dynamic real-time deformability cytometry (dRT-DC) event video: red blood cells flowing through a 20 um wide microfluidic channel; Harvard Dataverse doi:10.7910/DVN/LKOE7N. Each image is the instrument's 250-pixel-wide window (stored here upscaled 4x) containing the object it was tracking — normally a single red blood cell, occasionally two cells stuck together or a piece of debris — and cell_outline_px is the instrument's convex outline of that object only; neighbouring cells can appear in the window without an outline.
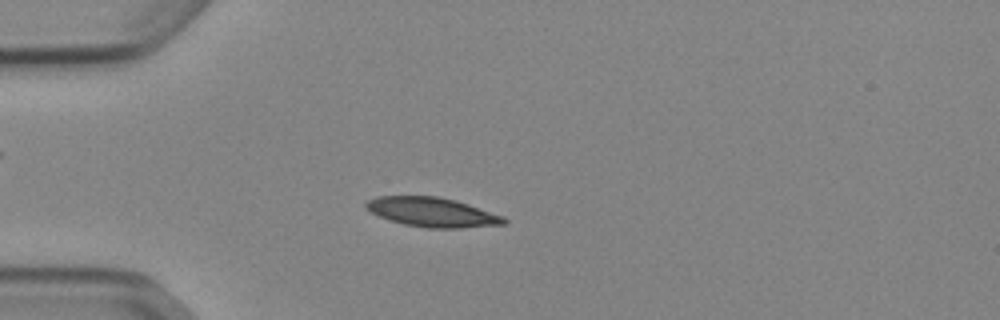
{"species": "Egyptian fruit bat (a non-hibernating species)", "species_latin": "Rousettus aegyptiacus", "temperature_condition": "cold", "stored_images_in_passage": 42, "camera_frame_rate_fps": 3000, "um_per_image_px": 0.085, "animal": {"sex": "female"}, "frame": {"image": 1, "passage_image": 4, "time_ms": 1.0, "image_size_px": [1000, 320], "cell_outline_px": [[508, 220], [504, 224], [460, 228], [428, 228], [404, 224], [380, 216], [364, 208], [364, 204], [368, 200], [376, 196], [440, 196], [456, 200], [504, 216]], "centroid_in_image_um": [36.74, 18.02], "position_along_channel_um": 48.3, "area_um2": 23.58}}
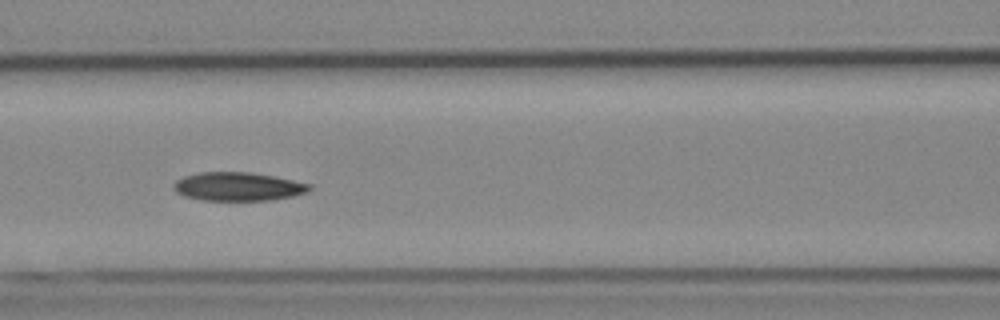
{"frame": {"image": 2, "passage_image": 13, "time_ms": 4.0, "image_size_px": [1000, 320], "cell_outline_px": [[312, 188], [308, 192], [292, 196], [272, 200], [200, 200], [184, 196], [176, 192], [172, 188], [172, 184], [176, 180], [184, 176], [200, 172], [252, 172], [312, 184]], "centroid_in_image_um": [20.21, 15.86], "position_along_channel_um": 146.4, "area_um2": 22.72}}
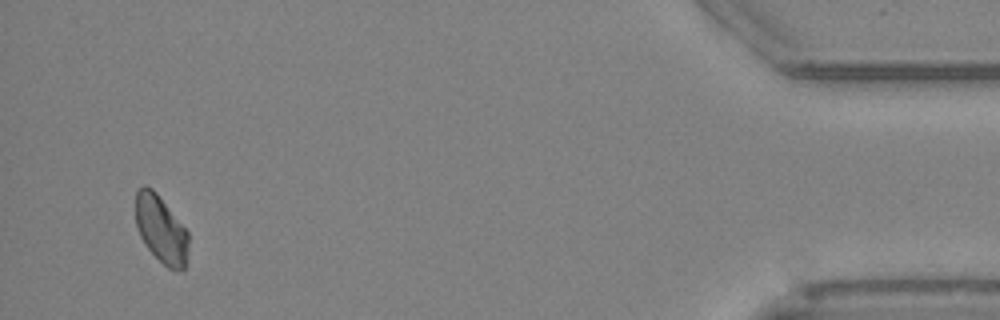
{"frame": {"image": 3, "passage_image": 40, "time_ms": 13.0, "image_size_px": [1000, 320], "cell_outline_px": [[188, 252], [184, 268], [168, 268], [148, 248], [140, 236], [136, 224], [136, 192], [144, 184], [152, 188], [156, 192], [188, 232]], "centroid_in_image_um": [13.68, 19.46], "position_along_channel_um": 421.5, "area_um2": 20.29}, "authors_computed_cell_mechanics": {"area_um2": 22.4264, "velocity_mm_per_s": 3.8763, "shape_relaxation_time_tau1_ms": 10.9878, "shape_relaxation_time_tau2_ms": null, "deformation_change_tau1": 0.1771, "deformation_change_tau2": null}}